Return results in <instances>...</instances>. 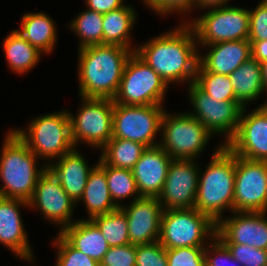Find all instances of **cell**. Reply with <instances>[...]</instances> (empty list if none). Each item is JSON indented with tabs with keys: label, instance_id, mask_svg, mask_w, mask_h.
Wrapping results in <instances>:
<instances>
[{
	"label": "cell",
	"instance_id": "1",
	"mask_svg": "<svg viewBox=\"0 0 267 266\" xmlns=\"http://www.w3.org/2000/svg\"><path fill=\"white\" fill-rule=\"evenodd\" d=\"M193 28L186 22L137 45L135 53L170 85L195 80L201 51ZM200 51V53H199Z\"/></svg>",
	"mask_w": 267,
	"mask_h": 266
},
{
	"label": "cell",
	"instance_id": "2",
	"mask_svg": "<svg viewBox=\"0 0 267 266\" xmlns=\"http://www.w3.org/2000/svg\"><path fill=\"white\" fill-rule=\"evenodd\" d=\"M132 53V50L118 45H92L78 49L80 97L113 99Z\"/></svg>",
	"mask_w": 267,
	"mask_h": 266
},
{
	"label": "cell",
	"instance_id": "3",
	"mask_svg": "<svg viewBox=\"0 0 267 266\" xmlns=\"http://www.w3.org/2000/svg\"><path fill=\"white\" fill-rule=\"evenodd\" d=\"M204 171H199L194 208L216 224L227 210L233 212L235 155L223 143L218 144Z\"/></svg>",
	"mask_w": 267,
	"mask_h": 266
},
{
	"label": "cell",
	"instance_id": "4",
	"mask_svg": "<svg viewBox=\"0 0 267 266\" xmlns=\"http://www.w3.org/2000/svg\"><path fill=\"white\" fill-rule=\"evenodd\" d=\"M5 136L0 153V197L28 202L47 166L38 168L39 158L12 129Z\"/></svg>",
	"mask_w": 267,
	"mask_h": 266
},
{
	"label": "cell",
	"instance_id": "5",
	"mask_svg": "<svg viewBox=\"0 0 267 266\" xmlns=\"http://www.w3.org/2000/svg\"><path fill=\"white\" fill-rule=\"evenodd\" d=\"M27 126V129L13 128V131L40 161L48 160L44 162L46 166L75 148L67 110L35 117Z\"/></svg>",
	"mask_w": 267,
	"mask_h": 266
},
{
	"label": "cell",
	"instance_id": "6",
	"mask_svg": "<svg viewBox=\"0 0 267 266\" xmlns=\"http://www.w3.org/2000/svg\"><path fill=\"white\" fill-rule=\"evenodd\" d=\"M216 231L217 224L195 208L163 210L159 243L166 250L205 247L216 236Z\"/></svg>",
	"mask_w": 267,
	"mask_h": 266
},
{
	"label": "cell",
	"instance_id": "7",
	"mask_svg": "<svg viewBox=\"0 0 267 266\" xmlns=\"http://www.w3.org/2000/svg\"><path fill=\"white\" fill-rule=\"evenodd\" d=\"M160 133L159 145L172 159L181 160H197V156L204 152L210 138L213 137V134L188 111L170 114L165 110Z\"/></svg>",
	"mask_w": 267,
	"mask_h": 266
},
{
	"label": "cell",
	"instance_id": "8",
	"mask_svg": "<svg viewBox=\"0 0 267 266\" xmlns=\"http://www.w3.org/2000/svg\"><path fill=\"white\" fill-rule=\"evenodd\" d=\"M204 14L186 22L193 28L197 45L248 40L249 9L237 6H217L205 9Z\"/></svg>",
	"mask_w": 267,
	"mask_h": 266
},
{
	"label": "cell",
	"instance_id": "9",
	"mask_svg": "<svg viewBox=\"0 0 267 266\" xmlns=\"http://www.w3.org/2000/svg\"><path fill=\"white\" fill-rule=\"evenodd\" d=\"M169 85L135 52L126 62L115 104L162 105Z\"/></svg>",
	"mask_w": 267,
	"mask_h": 266
},
{
	"label": "cell",
	"instance_id": "10",
	"mask_svg": "<svg viewBox=\"0 0 267 266\" xmlns=\"http://www.w3.org/2000/svg\"><path fill=\"white\" fill-rule=\"evenodd\" d=\"M80 98L82 105L77 114L68 111L73 145L77 148L82 142L101 150L112 139L114 101L110 98Z\"/></svg>",
	"mask_w": 267,
	"mask_h": 266
},
{
	"label": "cell",
	"instance_id": "11",
	"mask_svg": "<svg viewBox=\"0 0 267 266\" xmlns=\"http://www.w3.org/2000/svg\"><path fill=\"white\" fill-rule=\"evenodd\" d=\"M163 107L114 103L112 138L135 141L146 147L159 145L156 135L161 131V120L165 111Z\"/></svg>",
	"mask_w": 267,
	"mask_h": 266
},
{
	"label": "cell",
	"instance_id": "12",
	"mask_svg": "<svg viewBox=\"0 0 267 266\" xmlns=\"http://www.w3.org/2000/svg\"><path fill=\"white\" fill-rule=\"evenodd\" d=\"M188 99L193 106L191 116L199 120L213 135L224 136L223 145L235 135L244 107L238 101H217L194 82L188 85Z\"/></svg>",
	"mask_w": 267,
	"mask_h": 266
},
{
	"label": "cell",
	"instance_id": "13",
	"mask_svg": "<svg viewBox=\"0 0 267 266\" xmlns=\"http://www.w3.org/2000/svg\"><path fill=\"white\" fill-rule=\"evenodd\" d=\"M233 212H267V161L235 155Z\"/></svg>",
	"mask_w": 267,
	"mask_h": 266
},
{
	"label": "cell",
	"instance_id": "14",
	"mask_svg": "<svg viewBox=\"0 0 267 266\" xmlns=\"http://www.w3.org/2000/svg\"><path fill=\"white\" fill-rule=\"evenodd\" d=\"M75 205L48 168L39 177L33 195L28 201L29 208H36L45 221L60 226L59 231L77 221L72 219Z\"/></svg>",
	"mask_w": 267,
	"mask_h": 266
},
{
	"label": "cell",
	"instance_id": "15",
	"mask_svg": "<svg viewBox=\"0 0 267 266\" xmlns=\"http://www.w3.org/2000/svg\"><path fill=\"white\" fill-rule=\"evenodd\" d=\"M246 108L242 111L235 135L225 146L236 156L267 161V105L263 102L250 113Z\"/></svg>",
	"mask_w": 267,
	"mask_h": 266
},
{
	"label": "cell",
	"instance_id": "16",
	"mask_svg": "<svg viewBox=\"0 0 267 266\" xmlns=\"http://www.w3.org/2000/svg\"><path fill=\"white\" fill-rule=\"evenodd\" d=\"M200 166L195 160L173 159L160 195L163 210L194 208Z\"/></svg>",
	"mask_w": 267,
	"mask_h": 266
},
{
	"label": "cell",
	"instance_id": "17",
	"mask_svg": "<svg viewBox=\"0 0 267 266\" xmlns=\"http://www.w3.org/2000/svg\"><path fill=\"white\" fill-rule=\"evenodd\" d=\"M267 212H232L217 223L216 236L224 244L267 250Z\"/></svg>",
	"mask_w": 267,
	"mask_h": 266
},
{
	"label": "cell",
	"instance_id": "18",
	"mask_svg": "<svg viewBox=\"0 0 267 266\" xmlns=\"http://www.w3.org/2000/svg\"><path fill=\"white\" fill-rule=\"evenodd\" d=\"M122 205L128 223L130 244L141 245L159 241L163 207L157 197H141Z\"/></svg>",
	"mask_w": 267,
	"mask_h": 266
},
{
	"label": "cell",
	"instance_id": "19",
	"mask_svg": "<svg viewBox=\"0 0 267 266\" xmlns=\"http://www.w3.org/2000/svg\"><path fill=\"white\" fill-rule=\"evenodd\" d=\"M21 206L28 208V202L21 199L0 197V244L26 262H34L28 234L24 227Z\"/></svg>",
	"mask_w": 267,
	"mask_h": 266
},
{
	"label": "cell",
	"instance_id": "20",
	"mask_svg": "<svg viewBox=\"0 0 267 266\" xmlns=\"http://www.w3.org/2000/svg\"><path fill=\"white\" fill-rule=\"evenodd\" d=\"M172 157L160 146L147 147L132 168L141 197H158L165 183Z\"/></svg>",
	"mask_w": 267,
	"mask_h": 266
},
{
	"label": "cell",
	"instance_id": "21",
	"mask_svg": "<svg viewBox=\"0 0 267 266\" xmlns=\"http://www.w3.org/2000/svg\"><path fill=\"white\" fill-rule=\"evenodd\" d=\"M204 48L210 50L206 54H199V64L207 72L222 75H230L252 57L248 40L217 42Z\"/></svg>",
	"mask_w": 267,
	"mask_h": 266
},
{
	"label": "cell",
	"instance_id": "22",
	"mask_svg": "<svg viewBox=\"0 0 267 266\" xmlns=\"http://www.w3.org/2000/svg\"><path fill=\"white\" fill-rule=\"evenodd\" d=\"M87 162L78 148H74L47 166L76 204L82 197L88 175L95 166H89Z\"/></svg>",
	"mask_w": 267,
	"mask_h": 266
},
{
	"label": "cell",
	"instance_id": "23",
	"mask_svg": "<svg viewBox=\"0 0 267 266\" xmlns=\"http://www.w3.org/2000/svg\"><path fill=\"white\" fill-rule=\"evenodd\" d=\"M72 247L100 263L109 246L98 227L90 219H77L58 232Z\"/></svg>",
	"mask_w": 267,
	"mask_h": 266
},
{
	"label": "cell",
	"instance_id": "24",
	"mask_svg": "<svg viewBox=\"0 0 267 266\" xmlns=\"http://www.w3.org/2000/svg\"><path fill=\"white\" fill-rule=\"evenodd\" d=\"M19 30L16 31L42 54H49L57 42L56 23L44 12L25 13L21 17Z\"/></svg>",
	"mask_w": 267,
	"mask_h": 266
},
{
	"label": "cell",
	"instance_id": "25",
	"mask_svg": "<svg viewBox=\"0 0 267 266\" xmlns=\"http://www.w3.org/2000/svg\"><path fill=\"white\" fill-rule=\"evenodd\" d=\"M78 202L80 204L81 202L85 203L84 205L89 215L87 219L118 209L108 189L105 170L98 163L90 171L83 195Z\"/></svg>",
	"mask_w": 267,
	"mask_h": 266
},
{
	"label": "cell",
	"instance_id": "26",
	"mask_svg": "<svg viewBox=\"0 0 267 266\" xmlns=\"http://www.w3.org/2000/svg\"><path fill=\"white\" fill-rule=\"evenodd\" d=\"M136 17L135 7L130 4L103 14V45H118L135 52L136 48L131 44V31Z\"/></svg>",
	"mask_w": 267,
	"mask_h": 266
},
{
	"label": "cell",
	"instance_id": "27",
	"mask_svg": "<svg viewBox=\"0 0 267 266\" xmlns=\"http://www.w3.org/2000/svg\"><path fill=\"white\" fill-rule=\"evenodd\" d=\"M236 100L243 106L266 93L261 78V63L252 57L229 75Z\"/></svg>",
	"mask_w": 267,
	"mask_h": 266
},
{
	"label": "cell",
	"instance_id": "28",
	"mask_svg": "<svg viewBox=\"0 0 267 266\" xmlns=\"http://www.w3.org/2000/svg\"><path fill=\"white\" fill-rule=\"evenodd\" d=\"M7 63L16 74H26L40 62L42 53L29 44L17 31L12 30L3 42Z\"/></svg>",
	"mask_w": 267,
	"mask_h": 266
},
{
	"label": "cell",
	"instance_id": "29",
	"mask_svg": "<svg viewBox=\"0 0 267 266\" xmlns=\"http://www.w3.org/2000/svg\"><path fill=\"white\" fill-rule=\"evenodd\" d=\"M146 148L135 141L112 138L101 149L100 159L111 167L132 170Z\"/></svg>",
	"mask_w": 267,
	"mask_h": 266
},
{
	"label": "cell",
	"instance_id": "30",
	"mask_svg": "<svg viewBox=\"0 0 267 266\" xmlns=\"http://www.w3.org/2000/svg\"><path fill=\"white\" fill-rule=\"evenodd\" d=\"M98 159L97 163L105 170L112 200L118 208L123 205L119 202L121 200L133 198L132 200L134 201L141 198L132 170L111 167L106 165L100 158Z\"/></svg>",
	"mask_w": 267,
	"mask_h": 266
},
{
	"label": "cell",
	"instance_id": "31",
	"mask_svg": "<svg viewBox=\"0 0 267 266\" xmlns=\"http://www.w3.org/2000/svg\"><path fill=\"white\" fill-rule=\"evenodd\" d=\"M80 43L78 49L92 45H103V14L86 8L69 22Z\"/></svg>",
	"mask_w": 267,
	"mask_h": 266
},
{
	"label": "cell",
	"instance_id": "32",
	"mask_svg": "<svg viewBox=\"0 0 267 266\" xmlns=\"http://www.w3.org/2000/svg\"><path fill=\"white\" fill-rule=\"evenodd\" d=\"M90 220L101 231L109 247L130 244L127 217L120 208L107 214L94 216Z\"/></svg>",
	"mask_w": 267,
	"mask_h": 266
},
{
	"label": "cell",
	"instance_id": "33",
	"mask_svg": "<svg viewBox=\"0 0 267 266\" xmlns=\"http://www.w3.org/2000/svg\"><path fill=\"white\" fill-rule=\"evenodd\" d=\"M194 83L217 101H237L229 75L207 72L199 64Z\"/></svg>",
	"mask_w": 267,
	"mask_h": 266
},
{
	"label": "cell",
	"instance_id": "34",
	"mask_svg": "<svg viewBox=\"0 0 267 266\" xmlns=\"http://www.w3.org/2000/svg\"><path fill=\"white\" fill-rule=\"evenodd\" d=\"M52 243L58 253L55 266H100L96 260L72 247L59 233Z\"/></svg>",
	"mask_w": 267,
	"mask_h": 266
},
{
	"label": "cell",
	"instance_id": "35",
	"mask_svg": "<svg viewBox=\"0 0 267 266\" xmlns=\"http://www.w3.org/2000/svg\"><path fill=\"white\" fill-rule=\"evenodd\" d=\"M205 247H178L166 250L167 266H205Z\"/></svg>",
	"mask_w": 267,
	"mask_h": 266
},
{
	"label": "cell",
	"instance_id": "36",
	"mask_svg": "<svg viewBox=\"0 0 267 266\" xmlns=\"http://www.w3.org/2000/svg\"><path fill=\"white\" fill-rule=\"evenodd\" d=\"M204 257L205 266H242L217 236L205 246Z\"/></svg>",
	"mask_w": 267,
	"mask_h": 266
},
{
	"label": "cell",
	"instance_id": "37",
	"mask_svg": "<svg viewBox=\"0 0 267 266\" xmlns=\"http://www.w3.org/2000/svg\"><path fill=\"white\" fill-rule=\"evenodd\" d=\"M166 249L159 241L136 245L135 266H167Z\"/></svg>",
	"mask_w": 267,
	"mask_h": 266
},
{
	"label": "cell",
	"instance_id": "38",
	"mask_svg": "<svg viewBox=\"0 0 267 266\" xmlns=\"http://www.w3.org/2000/svg\"><path fill=\"white\" fill-rule=\"evenodd\" d=\"M249 35L248 41L267 40V0L259 1L254 9H249Z\"/></svg>",
	"mask_w": 267,
	"mask_h": 266
},
{
	"label": "cell",
	"instance_id": "39",
	"mask_svg": "<svg viewBox=\"0 0 267 266\" xmlns=\"http://www.w3.org/2000/svg\"><path fill=\"white\" fill-rule=\"evenodd\" d=\"M242 266H267V250L242 244H225Z\"/></svg>",
	"mask_w": 267,
	"mask_h": 266
},
{
	"label": "cell",
	"instance_id": "40",
	"mask_svg": "<svg viewBox=\"0 0 267 266\" xmlns=\"http://www.w3.org/2000/svg\"><path fill=\"white\" fill-rule=\"evenodd\" d=\"M136 245L109 247L104 254L100 266H135Z\"/></svg>",
	"mask_w": 267,
	"mask_h": 266
},
{
	"label": "cell",
	"instance_id": "41",
	"mask_svg": "<svg viewBox=\"0 0 267 266\" xmlns=\"http://www.w3.org/2000/svg\"><path fill=\"white\" fill-rule=\"evenodd\" d=\"M143 2L161 17L171 13L189 15L188 11L194 10L195 7V0H143Z\"/></svg>",
	"mask_w": 267,
	"mask_h": 266
},
{
	"label": "cell",
	"instance_id": "42",
	"mask_svg": "<svg viewBox=\"0 0 267 266\" xmlns=\"http://www.w3.org/2000/svg\"><path fill=\"white\" fill-rule=\"evenodd\" d=\"M86 8L100 14L124 7V0H85Z\"/></svg>",
	"mask_w": 267,
	"mask_h": 266
},
{
	"label": "cell",
	"instance_id": "43",
	"mask_svg": "<svg viewBox=\"0 0 267 266\" xmlns=\"http://www.w3.org/2000/svg\"><path fill=\"white\" fill-rule=\"evenodd\" d=\"M252 58L258 62L263 63L267 61V40L254 41L251 44Z\"/></svg>",
	"mask_w": 267,
	"mask_h": 266
},
{
	"label": "cell",
	"instance_id": "44",
	"mask_svg": "<svg viewBox=\"0 0 267 266\" xmlns=\"http://www.w3.org/2000/svg\"><path fill=\"white\" fill-rule=\"evenodd\" d=\"M229 1L230 0H195V8L206 9L210 7L228 5Z\"/></svg>",
	"mask_w": 267,
	"mask_h": 266
},
{
	"label": "cell",
	"instance_id": "45",
	"mask_svg": "<svg viewBox=\"0 0 267 266\" xmlns=\"http://www.w3.org/2000/svg\"><path fill=\"white\" fill-rule=\"evenodd\" d=\"M261 78L267 92V61L261 63Z\"/></svg>",
	"mask_w": 267,
	"mask_h": 266
}]
</instances>
